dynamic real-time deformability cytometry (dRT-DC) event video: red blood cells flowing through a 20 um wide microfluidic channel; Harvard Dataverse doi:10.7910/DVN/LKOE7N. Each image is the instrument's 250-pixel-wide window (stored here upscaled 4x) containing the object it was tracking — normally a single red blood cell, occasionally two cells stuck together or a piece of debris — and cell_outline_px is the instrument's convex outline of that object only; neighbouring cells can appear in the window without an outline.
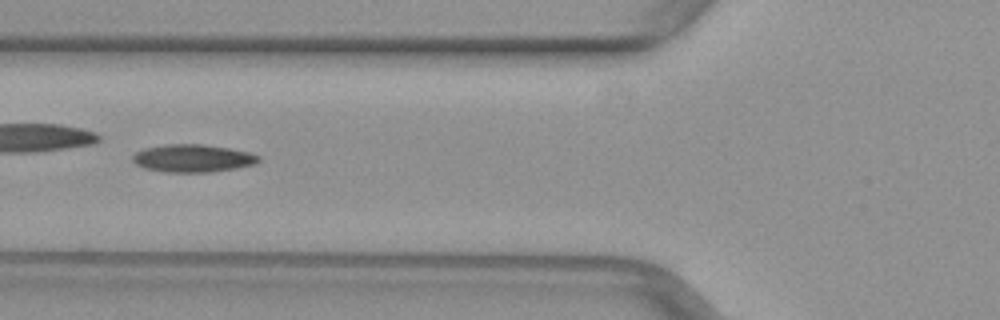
{"species": "common noctule bat (a hibernating species)", "species_latin": "Nyctalus noctula", "temperature_condition": "warm", "stored_images_in_passage": 36, "camera_frame_rate_fps": 3000, "um_per_image_px": 0.085, "animal": {"sex": "female", "body_mass_g": 29.2, "forearm_length_mm": 56.3}, "frame": {"image": 1, "passage_image": 6, "time_ms": 1.667, "image_size_px": [1000, 320], "cell_outline_px": [[260, 160], [256, 164], [236, 168], [212, 172], [164, 172], [144, 168], [136, 164], [132, 160], [132, 156], [136, 152], [144, 148], [164, 144], [204, 144], [228, 148], [248, 152], [260, 156]], "centroid_in_image_um": [16.38, 13.45], "position_along_channel_um": 109.4, "area_um2": 20.46}}